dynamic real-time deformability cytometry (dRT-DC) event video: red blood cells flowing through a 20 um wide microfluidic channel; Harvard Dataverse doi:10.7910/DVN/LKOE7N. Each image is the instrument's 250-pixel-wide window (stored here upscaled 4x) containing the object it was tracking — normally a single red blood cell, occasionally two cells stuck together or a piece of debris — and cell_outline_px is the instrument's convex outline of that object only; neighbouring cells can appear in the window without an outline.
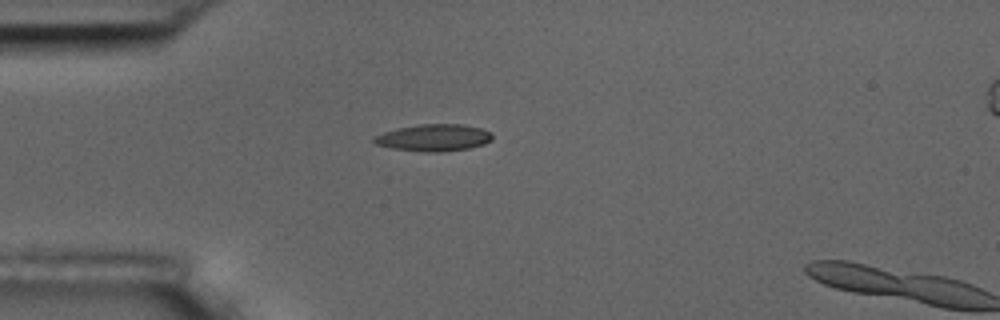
{"species": "common noctule bat (a hibernating species)", "species_latin": "Nyctalus noctula", "temperature_condition": "room temperature", "stored_images_in_passage": 6, "camera_frame_rate_fps": 3000, "um_per_image_px": 0.085, "animal": {"sex": "male", "body_mass_g": 17.5, "forearm_length_mm": 52.3}, "frame": {"image": 1, "passage_image": 5, "time_ms": 4.333, "image_size_px": [1000, 320], "cell_outline_px": [[492, 140], [484, 144], [468, 148], [440, 152], [424, 152], [392, 148], [376, 144], [372, 140], [372, 136], [396, 128], [420, 124], [460, 124], [480, 128], [492, 132]], "centroid_in_image_um": [36.85, 11.7], "position_along_channel_um": 48.1, "area_um2": 18.61}}